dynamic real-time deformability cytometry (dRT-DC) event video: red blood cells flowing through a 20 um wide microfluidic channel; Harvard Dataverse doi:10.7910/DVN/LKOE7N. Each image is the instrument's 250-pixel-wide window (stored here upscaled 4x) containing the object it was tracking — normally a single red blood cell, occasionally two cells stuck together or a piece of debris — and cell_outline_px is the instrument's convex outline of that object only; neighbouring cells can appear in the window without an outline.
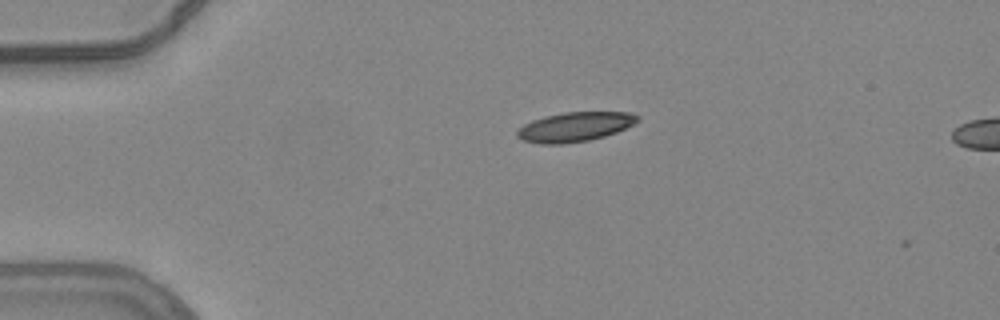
{"species": "common noctule bat (a hibernating species)", "species_latin": "Nyctalus noctula", "temperature_condition": "warm", "stored_images_in_passage": 3, "camera_frame_rate_fps": 3000, "um_per_image_px": 0.085, "animal": {"sex": "female", "body_mass_g": 24.6, "forearm_length_mm": 56.2}, "frame": {"image": 1, "passage_image": 2, "time_ms": 0.333, "image_size_px": [1000, 320], "cell_outline_px": [[640, 120], [616, 132], [604, 136], [588, 140], [560, 144], [540, 144], [520, 140], [516, 136], [516, 132], [524, 124], [532, 120], [544, 116], [564, 112], [632, 112], [640, 116]], "centroid_in_image_um": [48.84, 10.78], "position_along_channel_um": 36.2, "area_um2": 20.69}}